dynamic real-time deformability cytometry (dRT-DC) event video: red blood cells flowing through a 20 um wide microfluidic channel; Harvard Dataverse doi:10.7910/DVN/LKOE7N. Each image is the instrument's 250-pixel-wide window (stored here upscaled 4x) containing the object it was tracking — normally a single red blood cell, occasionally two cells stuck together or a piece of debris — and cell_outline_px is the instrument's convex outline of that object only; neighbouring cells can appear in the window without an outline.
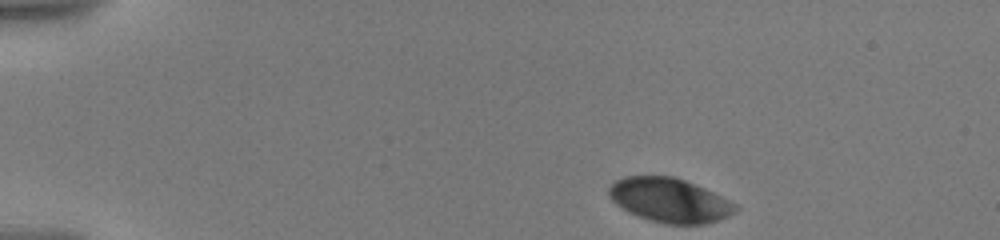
{"species": "human", "species_latin": "Homo sapiens", "temperature_condition": "warm", "stored_images_in_passage": 27, "camera_frame_rate_fps": 3000, "um_per_image_px": 0.085, "donor": {"sex": "male"}, "frame": {"image": 1, "passage_image": 1, "time_ms": 0.0, "image_size_px": [1000, 240], "cell_outline_px": [[740, 208], [736, 212], [728, 216], [704, 224], [664, 224], [628, 212], [616, 204], [608, 196], [608, 188], [616, 180], [624, 176], [672, 176], [684, 180], [704, 188], [736, 204]], "centroid_in_image_um": [56.9, 17.02], "position_along_channel_um": 28.1, "area_um2": 32.37}}
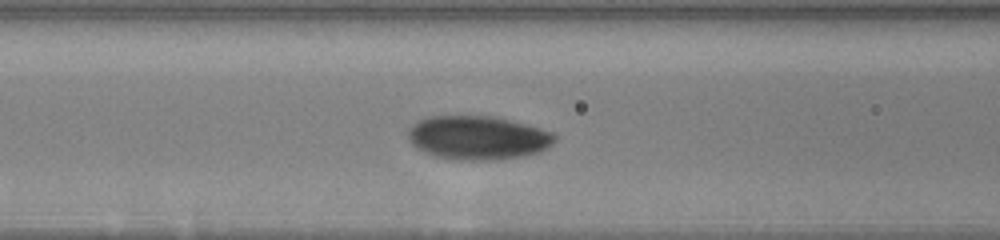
{"frame": {"image": 2, "passage_image": 18, "time_ms": 5.333, "image_size_px": [1000, 240], "cell_outline_px": [[556, 140], [552, 144], [540, 152], [520, 156], [496, 160], [460, 160], [432, 156], [416, 148], [412, 144], [408, 136], [408, 132], [412, 124], [416, 120], [428, 116], [496, 116], [552, 132], [556, 136]], "centroid_in_image_um": [40.58, 11.7], "position_along_channel_um": 126.0, "area_um2": 37.51}}
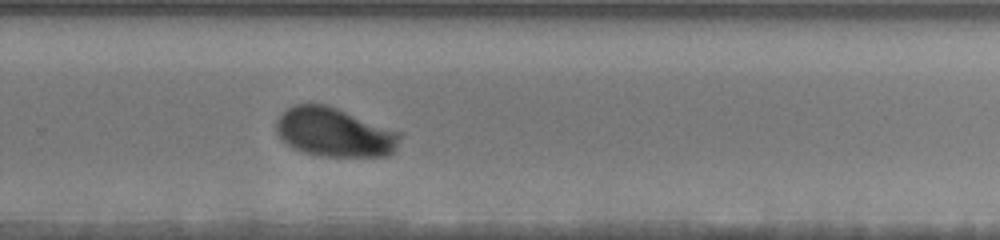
{"frame": {"image": 3, "passage_image": 27, "time_ms": 10.333, "image_size_px": [1000, 240], "cell_outline_px": [[404, 132], [396, 148], [388, 156], [320, 156], [304, 152], [292, 148], [280, 140], [276, 132], [276, 120], [280, 112], [292, 104], [328, 104]], "centroid_in_image_um": [28.42, 11.22], "position_along_channel_um": 301.4, "area_um2": 36.18}}